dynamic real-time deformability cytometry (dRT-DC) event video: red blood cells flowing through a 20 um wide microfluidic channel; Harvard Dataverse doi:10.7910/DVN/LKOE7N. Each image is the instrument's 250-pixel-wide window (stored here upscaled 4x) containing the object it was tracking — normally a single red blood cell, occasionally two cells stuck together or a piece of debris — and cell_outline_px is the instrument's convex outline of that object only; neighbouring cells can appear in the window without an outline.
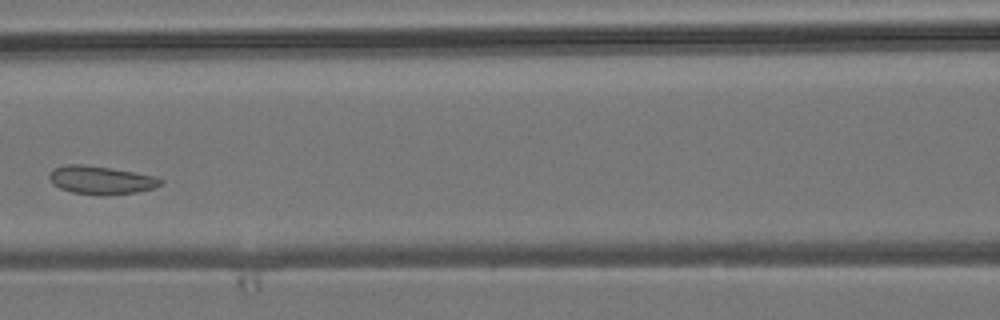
{"species": "common noctule bat (a hibernating species)", "species_latin": "Nyctalus noctula", "temperature_condition": "room temperature", "stored_images_in_passage": 6, "camera_frame_rate_fps": 3000, "um_per_image_px": 0.085, "animal": {"sex": "male", "body_mass_g": 19.2, "forearm_length_mm": 51.8}, "frame": {"image": 1, "passage_image": 5, "time_ms": 4.667, "image_size_px": [1000, 320], "cell_outline_px": [[164, 180], [160, 184], [152, 188], [136, 192], [100, 196], [72, 192], [60, 188], [52, 184], [48, 176], [48, 172], [52, 168], [64, 164], [84, 164], [132, 172], [152, 176]], "centroid_in_image_um": [8.48, 15.3], "position_along_channel_um": 158.1, "area_um2": 18.26}}
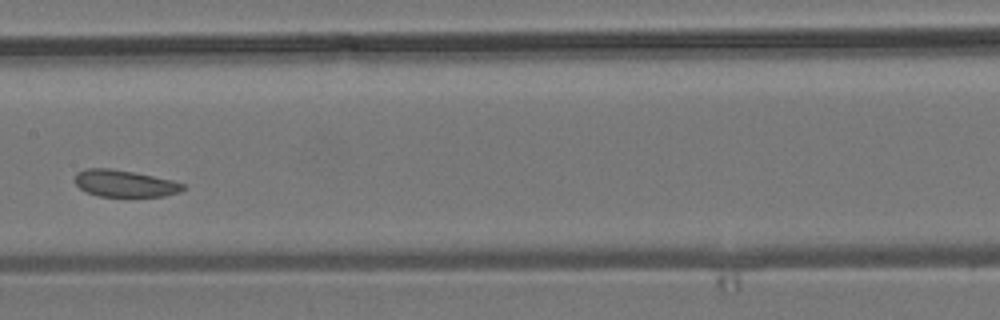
{"frame": {"image": 2, "passage_image": 6, "time_ms": 5.667, "image_size_px": [1000, 320], "cell_outline_px": [[184, 188], [180, 192], [164, 196], [100, 196], [88, 192], [80, 188], [76, 184], [76, 172], [84, 168], [112, 168], [172, 180], [184, 184]], "centroid_in_image_um": [10.58, 15.58], "position_along_channel_um": 196.8, "area_um2": 16.7}}